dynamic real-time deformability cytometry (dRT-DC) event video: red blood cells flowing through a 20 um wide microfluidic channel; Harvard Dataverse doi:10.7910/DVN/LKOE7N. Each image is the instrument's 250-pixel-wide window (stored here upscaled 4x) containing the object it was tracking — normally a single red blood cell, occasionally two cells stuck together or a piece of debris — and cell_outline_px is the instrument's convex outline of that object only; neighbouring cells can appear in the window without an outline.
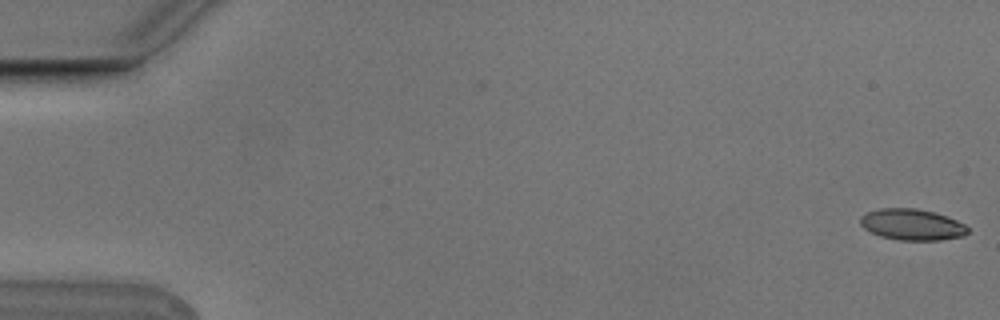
{"species": "Egyptian fruit bat (a non-hibernating species)", "species_latin": "Rousettus aegyptiacus", "temperature_condition": "cold", "stored_images_in_passage": 2, "camera_frame_rate_fps": 3000, "um_per_image_px": 0.085, "animal": {"sex": "male"}, "frame": {"image": 1, "passage_image": 2, "time_ms": 0.333, "image_size_px": [1000, 320], "cell_outline_px": [[968, 232], [964, 236], [940, 240], [900, 240], [880, 236], [864, 228], [860, 224], [860, 216], [868, 212], [880, 208], [916, 208], [948, 216], [964, 224], [968, 228]], "centroid_in_image_um": [77.52, 19.09], "position_along_channel_um": 7.5, "area_um2": 19.48}}